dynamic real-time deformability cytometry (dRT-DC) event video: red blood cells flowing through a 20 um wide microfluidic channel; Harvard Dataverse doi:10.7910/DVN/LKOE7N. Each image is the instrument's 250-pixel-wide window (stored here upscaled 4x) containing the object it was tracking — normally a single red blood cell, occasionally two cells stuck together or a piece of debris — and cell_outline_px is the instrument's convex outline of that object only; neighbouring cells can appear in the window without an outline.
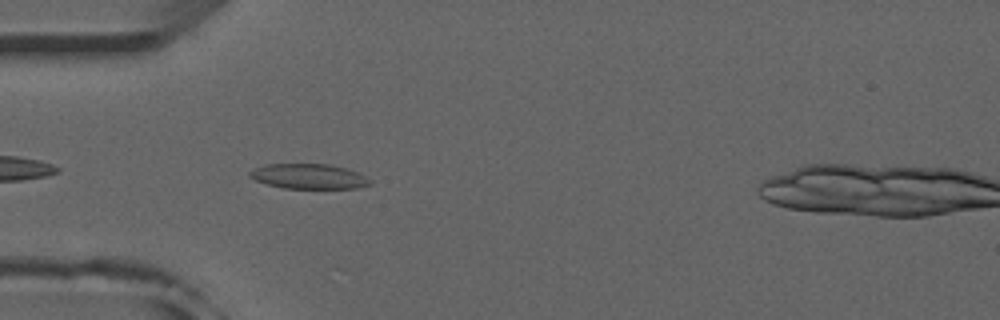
{"species": "common noctule bat (a hibernating species)", "species_latin": "Nyctalus noctula", "temperature_condition": "room temperature", "stored_images_in_passage": 15, "camera_frame_rate_fps": 3000, "um_per_image_px": 0.085, "animal": {"sex": "male", "forearm_length_mm": 52.5}, "frame": {"image": 1, "passage_image": 3, "time_ms": 0.667, "image_size_px": [1000, 320], "cell_outline_px": [[372, 184], [356, 188], [284, 188], [268, 184], [256, 180], [248, 176], [248, 172], [264, 164], [328, 164], [344, 168], [356, 172], [372, 180]], "centroid_in_image_um": [26.24, 14.99], "position_along_channel_um": 58.8, "area_um2": 17.34}}
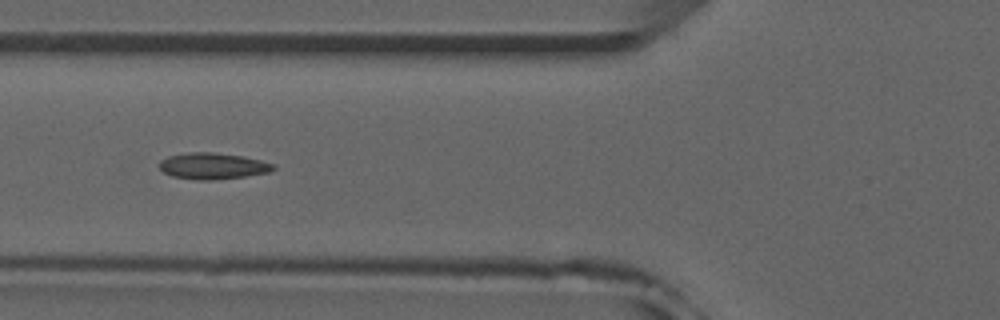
{"frame": {"image": 2, "passage_image": 7, "time_ms": 2.0, "image_size_px": [1000, 320], "cell_outline_px": [[276, 168], [272, 172], [244, 176], [212, 180], [196, 180], [172, 176], [164, 172], [160, 168], [160, 160], [168, 156], [188, 152], [212, 152], [244, 156], [276, 164]], "centroid_in_image_um": [18.12, 14.1], "position_along_channel_um": 107.7, "area_um2": 17.57}}
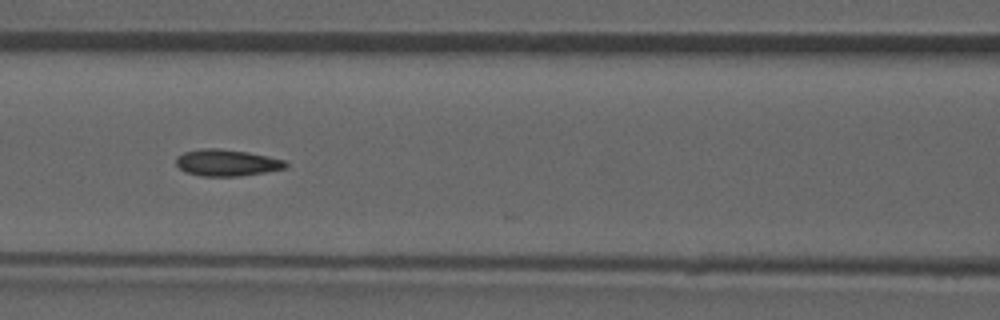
{"frame": {"image": 3, "passage_image": 10, "time_ms": 3.0, "image_size_px": [1000, 320], "cell_outline_px": [[288, 164], [284, 168], [264, 172], [240, 176], [200, 176], [184, 172], [176, 164], [176, 156], [184, 152], [200, 148], [216, 148], [248, 152], [268, 156], [284, 160]], "centroid_in_image_um": [19.23, 13.83], "position_along_channel_um": 147.4, "area_um2": 16.99}}